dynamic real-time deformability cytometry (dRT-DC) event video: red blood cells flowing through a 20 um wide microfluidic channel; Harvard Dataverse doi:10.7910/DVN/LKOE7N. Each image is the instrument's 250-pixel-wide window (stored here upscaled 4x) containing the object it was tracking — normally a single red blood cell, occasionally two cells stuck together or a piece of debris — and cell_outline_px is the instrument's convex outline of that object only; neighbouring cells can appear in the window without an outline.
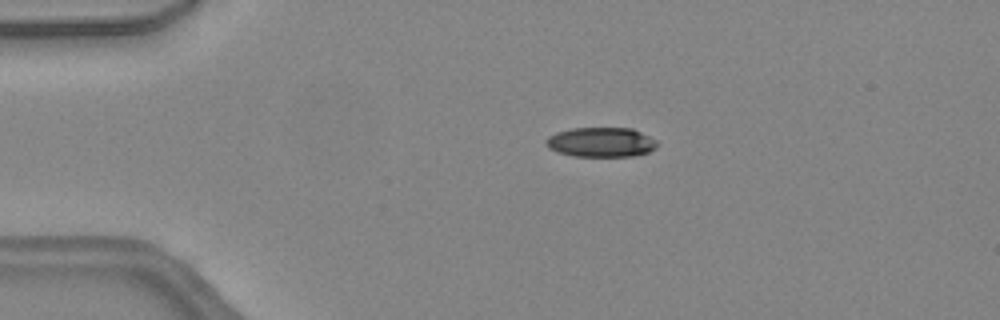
{"species": "common noctule bat (a hibernating species)", "species_latin": "Nyctalus noctula", "temperature_condition": "warm", "stored_images_in_passage": 45, "camera_frame_rate_fps": 3000, "um_per_image_px": 0.085, "animal": {"sex": "female", "body_mass_g": 24.6, "forearm_length_mm": 56.2}, "frame": {"image": 1, "passage_image": 9, "time_ms": 2.667, "image_size_px": [1000, 320], "cell_outline_px": [[656, 148], [648, 152], [632, 156], [572, 156], [556, 152], [548, 148], [544, 144], [544, 140], [548, 136], [556, 132], [572, 128], [632, 128], [656, 140]], "centroid_in_image_um": [51.02, 12.09], "position_along_channel_um": 34.0, "area_um2": 19.31}}
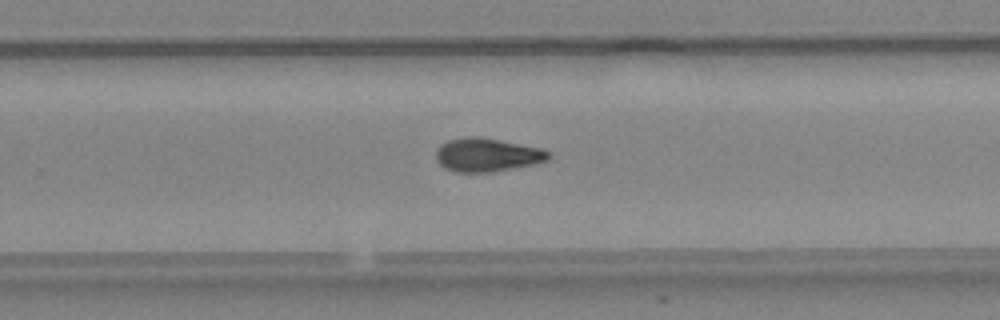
{"frame": {"image": 2, "passage_image": 29, "time_ms": 9.333, "image_size_px": [1000, 320], "cell_outline_px": [[552, 156], [548, 160], [532, 164], [492, 172], [456, 172], [444, 168], [436, 160], [436, 148], [440, 144], [448, 140], [468, 136], [480, 136], [544, 148], [552, 152]], "centroid_in_image_um": [41.42, 13.15], "position_along_channel_um": 288.4, "area_um2": 22.31}}
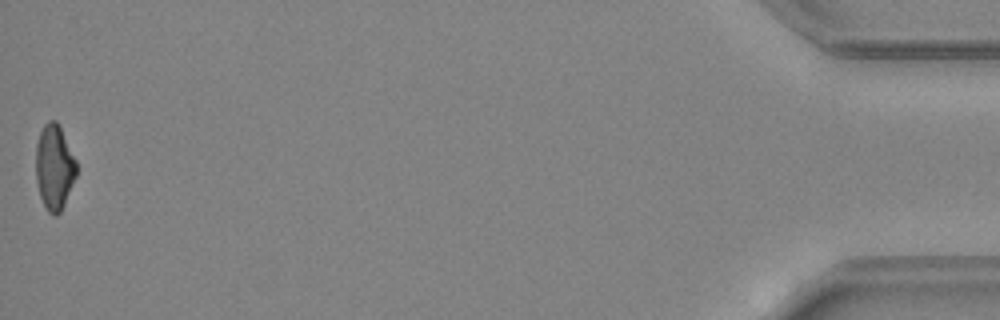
{"frame": {"image": 3, "passage_image": 45, "time_ms": 14.667, "image_size_px": [1000, 320], "cell_outline_px": [[76, 176], [64, 204], [60, 212], [56, 216], [52, 216], [48, 212], [40, 196], [36, 180], [36, 144], [40, 132], [44, 124], [48, 120], [56, 120], [60, 124], [76, 160]], "centroid_in_image_um": [4.62, 14.18], "position_along_channel_um": 430.6, "area_um2": 20.23}, "authors_computed_cell_mechanics": {"area_um2": 20.9814, "velocity_mm_per_s": 4.522, "shape_relaxation_time_tau1_ms": 6.2102, "shape_relaxation_time_tau2_ms": 5.7945, "deformation_change_tau1": 0.2049, "deformation_change_tau2": 0.1498}}